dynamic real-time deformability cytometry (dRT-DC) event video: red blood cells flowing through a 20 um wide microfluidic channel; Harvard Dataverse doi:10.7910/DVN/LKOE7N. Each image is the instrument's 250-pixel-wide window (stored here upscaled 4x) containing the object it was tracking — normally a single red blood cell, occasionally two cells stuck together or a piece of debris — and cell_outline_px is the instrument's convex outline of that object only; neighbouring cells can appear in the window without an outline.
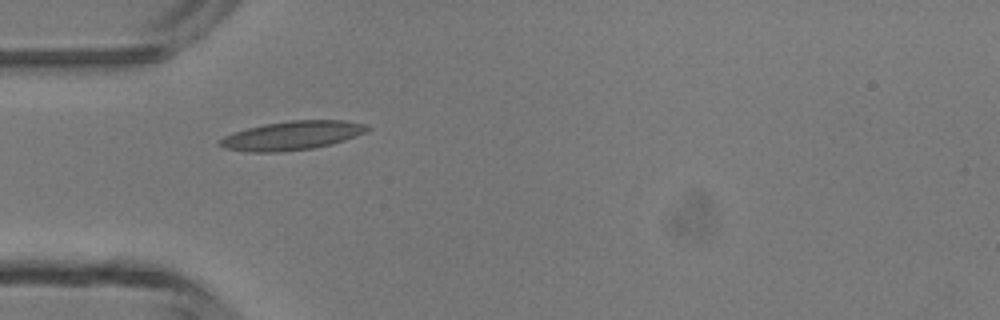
{"species": "common noctule bat (a hibernating species)", "species_latin": "Nyctalus noctula", "temperature_condition": "room temperature", "stored_images_in_passage": 3, "camera_frame_rate_fps": 3000, "um_per_image_px": 0.085, "animal": {"sex": "male", "body_mass_g": 13.3}, "frame": {"image": 1, "passage_image": 1, "time_ms": 0.0, "image_size_px": [1000, 320], "cell_outline_px": [[372, 128], [364, 132], [344, 140], [332, 144], [312, 148], [280, 152], [244, 152], [224, 148], [216, 144], [224, 136], [248, 128], [264, 124], [288, 120], [344, 120], [364, 124]], "centroid_in_image_um": [24.79, 11.52], "position_along_channel_um": 60.2, "area_um2": 24.74}}
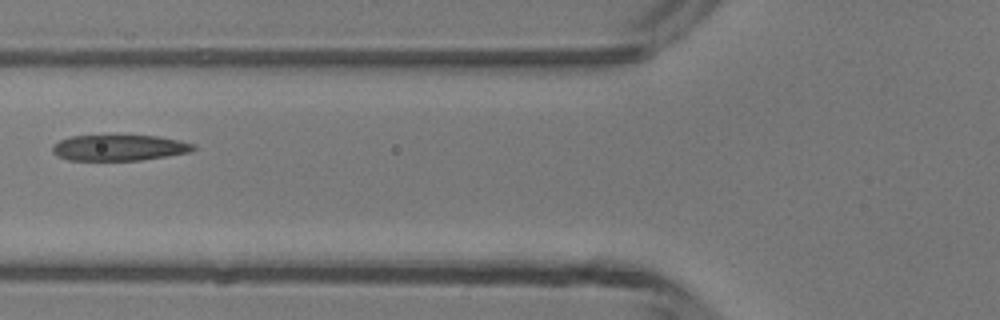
{"frame": {"image": 2, "passage_image": 2, "time_ms": 1.333, "image_size_px": [1000, 320], "cell_outline_px": [[196, 148], [188, 152], [168, 156], [140, 160], [68, 160], [56, 156], [52, 152], [52, 148], [60, 140], [72, 136], [156, 136], [196, 144]], "centroid_in_image_um": [10.12, 12.57], "position_along_channel_um": 115.7, "area_um2": 20.98}}
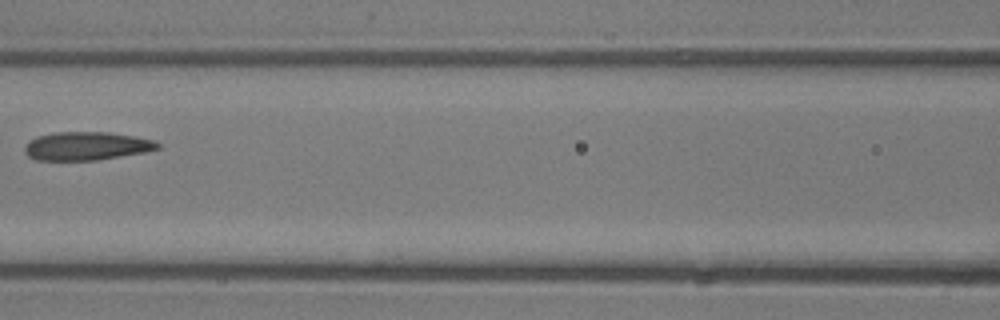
{"frame": {"image": 3, "passage_image": 3, "time_ms": 2.333, "image_size_px": [1000, 320], "cell_outline_px": [[160, 148], [144, 152], [96, 160], [36, 160], [28, 156], [24, 152], [24, 148], [36, 136], [56, 132], [108, 132], [136, 136], [152, 140], [160, 144]], "centroid_in_image_um": [7.35, 12.41], "position_along_channel_um": 159.2, "area_um2": 21.85}}